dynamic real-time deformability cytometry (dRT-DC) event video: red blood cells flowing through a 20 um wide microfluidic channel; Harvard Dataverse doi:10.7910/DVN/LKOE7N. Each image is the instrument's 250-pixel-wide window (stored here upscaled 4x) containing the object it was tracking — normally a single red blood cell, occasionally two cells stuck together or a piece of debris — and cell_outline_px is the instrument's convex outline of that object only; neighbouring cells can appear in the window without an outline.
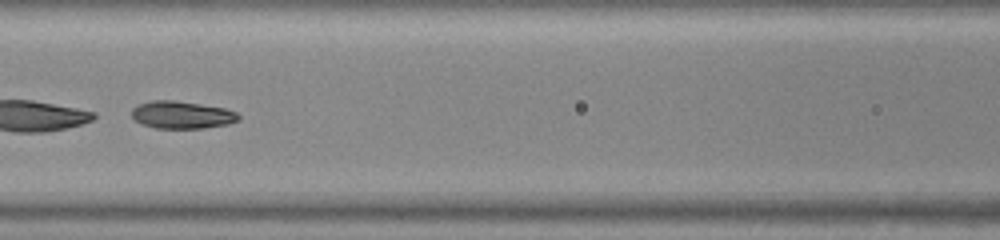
{"species": "common noctule bat (a hibernating species)", "species_latin": "Nyctalus noctula", "temperature_condition": "warm", "stored_images_in_passage": 49, "segment_of_instrument_passage": [2, 2], "camera_frame_rate_fps": 3000, "um_per_image_px": 0.085, "animal": {"sex": "female", "body_mass_g": 23.0, "forearm_length_mm": 53.4}, "frame": {"image": 1, "passage_image": 20, "time_ms": 6.333, "image_size_px": [1000, 240], "cell_outline_px": [[240, 120], [228, 124], [204, 128], [156, 128], [144, 124], [136, 120], [132, 116], [132, 108], [140, 104], [152, 100], [176, 100], [224, 108], [236, 112], [240, 116]], "centroid_in_image_um": [15.49, 9.76], "position_along_channel_um": 151.1, "area_um2": 16.99}}